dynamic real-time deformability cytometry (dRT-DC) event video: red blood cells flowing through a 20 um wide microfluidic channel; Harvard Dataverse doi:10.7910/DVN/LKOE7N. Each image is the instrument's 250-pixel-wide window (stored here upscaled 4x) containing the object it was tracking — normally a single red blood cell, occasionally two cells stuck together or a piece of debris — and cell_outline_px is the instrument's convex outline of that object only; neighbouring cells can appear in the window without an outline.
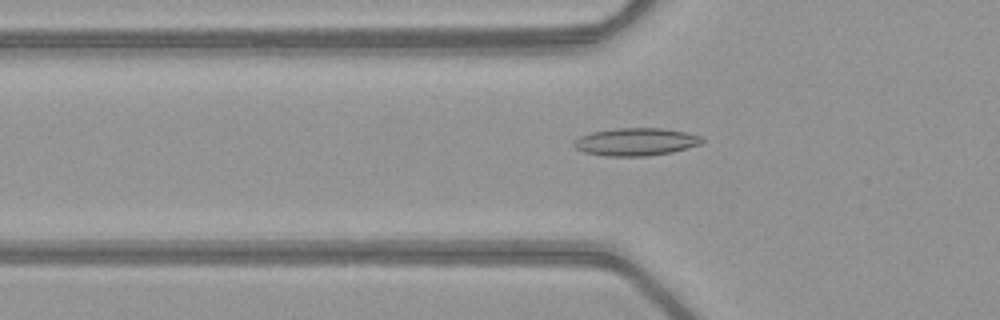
{"species": "common noctule bat (a hibernating species)", "species_latin": "Nyctalus noctula", "temperature_condition": "warm", "stored_images_in_passage": 52, "camera_frame_rate_fps": 3000, "um_per_image_px": 0.085, "animal": {"sex": "female", "body_mass_g": 21.9}, "frame": {"image": 1, "passage_image": 18, "time_ms": 5.667, "image_size_px": [1000, 320], "cell_outline_px": [[704, 140], [700, 144], [672, 152], [648, 156], [604, 156], [584, 152], [576, 148], [572, 144], [580, 136], [592, 132], [616, 128], [660, 128], [688, 132], [704, 136]], "centroid_in_image_um": [54.08, 12.05], "position_along_channel_um": 71.7, "area_um2": 20.75}}
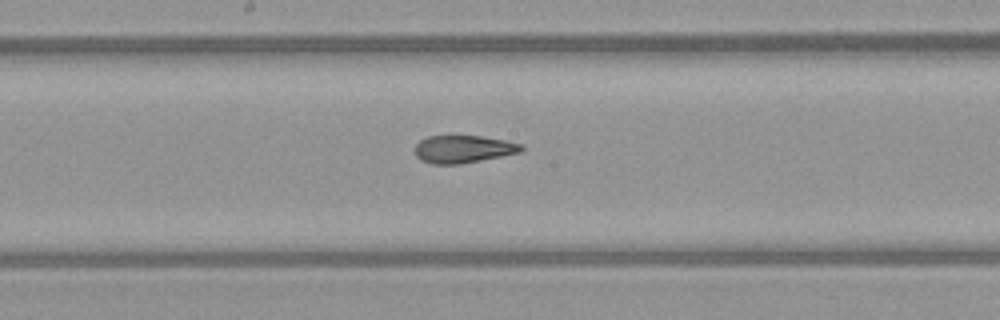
{"frame": {"image": 2, "passage_image": 28, "time_ms": 9.0, "image_size_px": [1000, 320], "cell_outline_px": [[524, 152], [460, 164], [432, 164], [420, 160], [416, 156], [416, 144], [420, 140], [428, 136], [480, 136], [504, 140], [524, 144]], "centroid_in_image_um": [39.42, 12.68], "position_along_channel_um": 208.8, "area_um2": 17.22}}
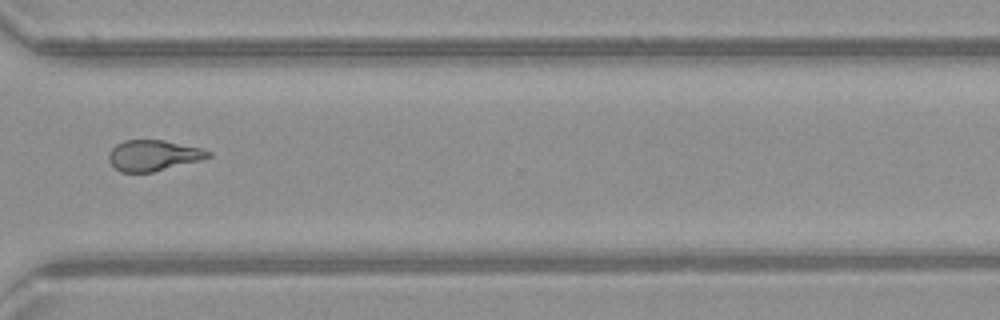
{"frame": {"image": 3, "passage_image": 39, "time_ms": 12.667, "image_size_px": [1000, 320], "cell_outline_px": [[212, 156], [200, 160], [152, 172], [120, 172], [108, 160], [108, 152], [116, 144], [124, 140], [164, 140], [200, 148], [212, 152]], "centroid_in_image_um": [13.01, 13.2], "position_along_channel_um": 357.6, "area_um2": 17.74}}